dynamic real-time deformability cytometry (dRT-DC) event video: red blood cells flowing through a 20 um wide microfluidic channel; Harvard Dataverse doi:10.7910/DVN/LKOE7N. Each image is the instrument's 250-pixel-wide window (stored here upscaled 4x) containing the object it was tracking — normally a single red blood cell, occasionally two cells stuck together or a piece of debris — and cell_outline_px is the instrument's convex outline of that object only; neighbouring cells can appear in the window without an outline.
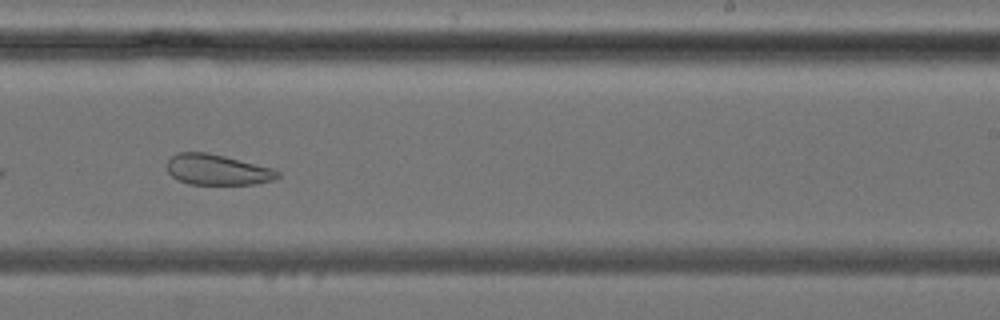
{"species": "common noctule bat (a hibernating species)", "species_latin": "Nyctalus noctula", "temperature_condition": "cold", "stored_images_in_passage": 37, "camera_frame_rate_fps": 3000, "um_per_image_px": 0.085, "animal": {"sex": "female", "body_mass_g": 24.6, "forearm_length_mm": 56.2}, "frame": {"image": 1, "passage_image": 22, "time_ms": 7.0, "image_size_px": [1000, 320], "cell_outline_px": [[280, 176], [272, 180], [256, 184], [188, 184], [172, 176], [168, 172], [168, 160], [176, 152], [208, 152], [272, 168], [280, 172]], "centroid_in_image_um": [18.47, 14.42], "position_along_channel_um": 270.5, "area_um2": 19.59}}